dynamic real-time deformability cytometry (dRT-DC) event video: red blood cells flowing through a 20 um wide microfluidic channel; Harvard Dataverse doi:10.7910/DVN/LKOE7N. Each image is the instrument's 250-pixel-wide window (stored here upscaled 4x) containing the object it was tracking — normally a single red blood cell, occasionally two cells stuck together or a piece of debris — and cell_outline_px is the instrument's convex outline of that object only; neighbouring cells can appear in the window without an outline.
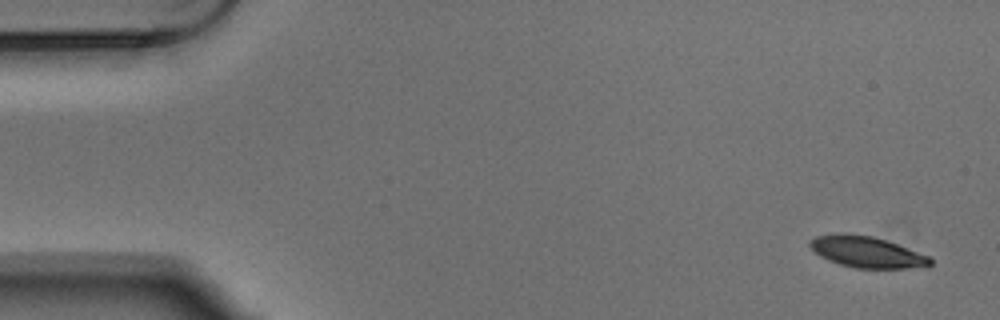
{"species": "Egyptian fruit bat (a non-hibernating species)", "species_latin": "Rousettus aegyptiacus", "temperature_condition": "warm", "stored_images_in_passage": 4, "camera_frame_rate_fps": 3000, "um_per_image_px": 0.085, "animal": {"sex": "male"}, "frame": {"image": 1, "passage_image": 1, "time_ms": 0.0, "image_size_px": [1000, 320], "cell_outline_px": [[932, 264], [928, 268], [856, 268], [840, 264], [828, 260], [820, 256], [808, 244], [808, 240], [816, 236], [840, 232], [844, 232], [872, 236], [896, 244], [928, 256], [932, 260]], "centroid_in_image_um": [73.66, 21.42], "position_along_channel_um": 11.3, "area_um2": 21.91}}
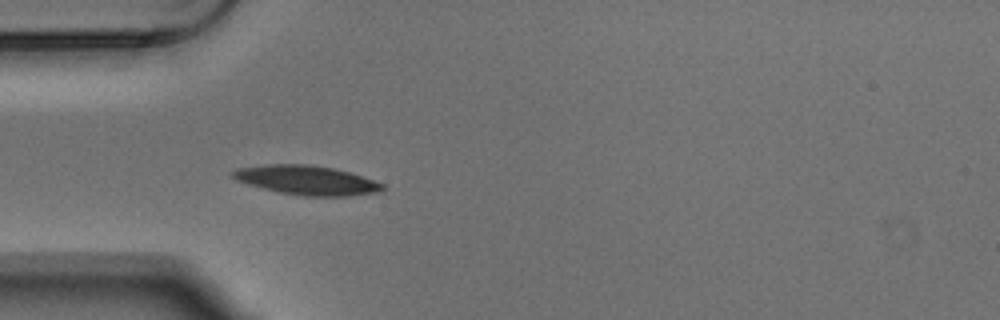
{"frame": {"image": 2, "passage_image": 4, "time_ms": 1.0, "image_size_px": [1000, 320], "cell_outline_px": [[384, 188], [380, 192], [348, 196], [304, 196], [280, 192], [248, 184], [236, 180], [228, 176], [236, 168], [268, 164], [308, 164], [332, 168], [348, 172], [384, 184]], "centroid_in_image_um": [26.03, 15.31], "position_along_channel_um": 59.0, "area_um2": 25.37}}